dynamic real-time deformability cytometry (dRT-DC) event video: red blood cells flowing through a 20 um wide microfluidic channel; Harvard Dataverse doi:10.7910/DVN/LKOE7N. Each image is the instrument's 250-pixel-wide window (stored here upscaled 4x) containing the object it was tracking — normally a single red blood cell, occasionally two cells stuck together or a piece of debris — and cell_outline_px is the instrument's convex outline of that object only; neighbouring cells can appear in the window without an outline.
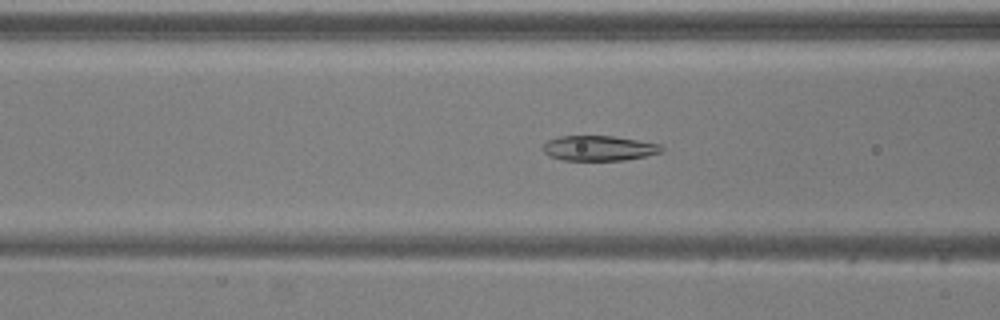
{"species": "common noctule bat (a hibernating species)", "species_latin": "Nyctalus noctula", "temperature_condition": "warm", "stored_images_in_passage": 46, "camera_frame_rate_fps": 3000, "um_per_image_px": 0.085, "animal": {"sex": "male", "body_mass_g": 20.5, "forearm_length_mm": 52.5}, "frame": {"image": 1, "passage_image": 14, "time_ms": 4.333, "image_size_px": [1000, 320], "cell_outline_px": [[664, 148], [660, 152], [644, 156], [624, 160], [564, 160], [548, 156], [544, 152], [544, 144], [548, 140], [560, 136], [612, 136], [660, 144]], "centroid_in_image_um": [50.88, 12.6], "position_along_channel_um": 115.7, "area_um2": 17.11}}
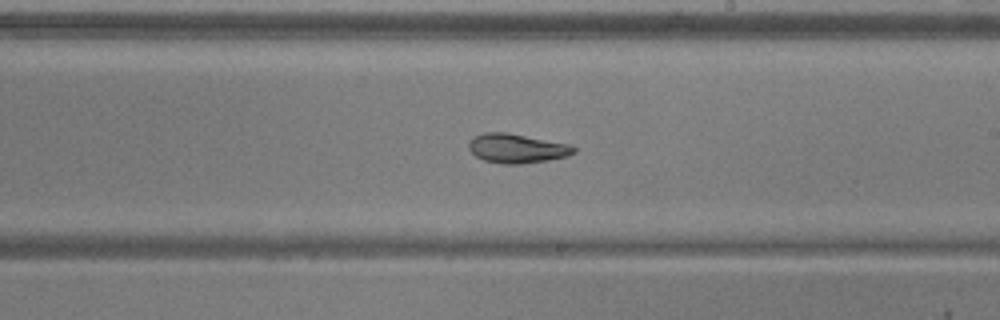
{"frame": {"image": 2, "passage_image": 24, "time_ms": 7.667, "image_size_px": [1000, 320], "cell_outline_px": [[576, 152], [568, 156], [548, 160], [520, 164], [504, 164], [484, 160], [476, 156], [468, 148], [468, 144], [476, 136], [484, 132], [508, 132], [572, 144], [576, 148]], "centroid_in_image_um": [43.99, 12.6], "position_along_channel_um": 245.0, "area_um2": 18.03}}
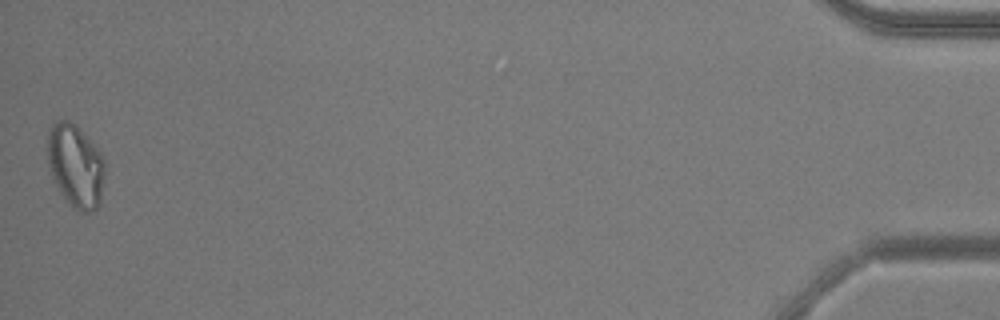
{"frame": {"image": 3, "passage_image": 46, "time_ms": 15.0, "image_size_px": [1000, 320], "cell_outline_px": [[104, 176], [100, 204], [92, 212], [80, 212], [60, 192], [52, 180], [48, 164], [48, 132], [52, 124], [56, 120], [68, 120], [104, 156]], "centroid_in_image_um": [6.41, 14.12], "position_along_channel_um": 428.8, "area_um2": 27.28}, "authors_computed_cell_mechanics": {"area_um2": 19.5075, "velocity_mm_per_s": 3.8755, "shape_relaxation_time_tau1_ms": null, "shape_relaxation_time_tau2_ms": 4.0137, "deformation_change_tau1": null, "deformation_change_tau2": 0.0893}}